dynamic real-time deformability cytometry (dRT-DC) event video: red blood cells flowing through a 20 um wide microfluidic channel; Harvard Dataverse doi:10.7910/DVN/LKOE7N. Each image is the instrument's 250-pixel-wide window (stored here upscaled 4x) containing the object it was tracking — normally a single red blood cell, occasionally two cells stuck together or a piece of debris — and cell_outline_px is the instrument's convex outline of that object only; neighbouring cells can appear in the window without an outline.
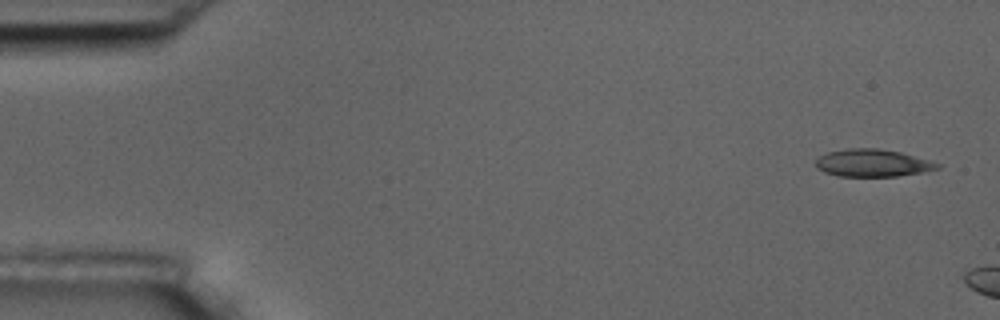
{"species": "common noctule bat (a hibernating species)", "species_latin": "Nyctalus noctula", "temperature_condition": "room temperature", "stored_images_in_passage": 3, "camera_frame_rate_fps": 3000, "um_per_image_px": 0.085, "animal": {"sex": "male", "body_mass_g": 17.5, "forearm_length_mm": 52.3}, "frame": {"image": 1, "passage_image": 1, "time_ms": 0.0, "image_size_px": [1000, 320], "cell_outline_px": [[944, 164], [940, 168], [920, 172], [896, 176], [840, 176], [824, 172], [816, 168], [816, 160], [820, 156], [828, 152], [848, 148], [876, 148], [900, 152]], "centroid_in_image_um": [74.18, 13.85], "position_along_channel_um": 10.8, "area_um2": 19.36}}